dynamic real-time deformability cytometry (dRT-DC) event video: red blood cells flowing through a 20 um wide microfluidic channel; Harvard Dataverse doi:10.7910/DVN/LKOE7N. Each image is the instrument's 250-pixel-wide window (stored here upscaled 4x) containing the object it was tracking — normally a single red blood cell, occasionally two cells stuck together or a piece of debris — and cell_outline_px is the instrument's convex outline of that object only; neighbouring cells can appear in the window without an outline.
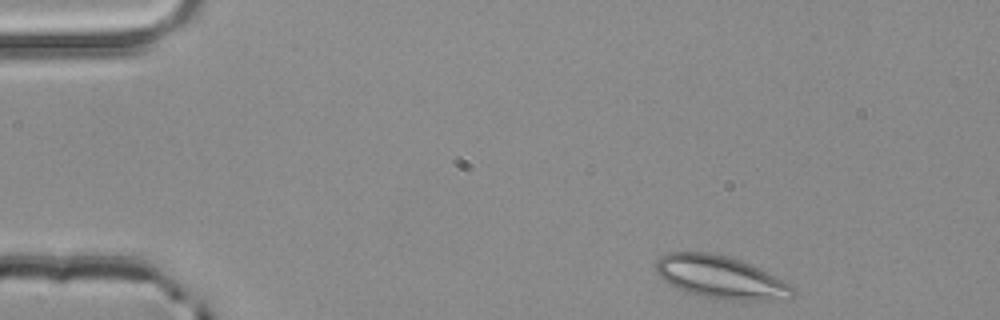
{"species": "common noctule bat (a hibernating species)", "species_latin": "Nyctalus noctula", "temperature_condition": "room temperature", "stored_images_in_passage": 2, "camera_frame_rate_fps": 3000, "um_per_image_px": 0.085, "animal": {"sex": "male", "body_mass_g": 20.4}, "frame": {"image": 1, "passage_image": 1, "time_ms": 0.0, "image_size_px": [1000, 320], "cell_outline_px": [[796, 292], [792, 296], [784, 300], [712, 300], [684, 292], [676, 288], [664, 280], [656, 272], [656, 260], [660, 256], [668, 252], [708, 252], [728, 256], [740, 260], [760, 268], [788, 284]], "centroid_in_image_um": [61.21, 23.58], "position_along_channel_um": 23.8, "area_um2": 34.33}}